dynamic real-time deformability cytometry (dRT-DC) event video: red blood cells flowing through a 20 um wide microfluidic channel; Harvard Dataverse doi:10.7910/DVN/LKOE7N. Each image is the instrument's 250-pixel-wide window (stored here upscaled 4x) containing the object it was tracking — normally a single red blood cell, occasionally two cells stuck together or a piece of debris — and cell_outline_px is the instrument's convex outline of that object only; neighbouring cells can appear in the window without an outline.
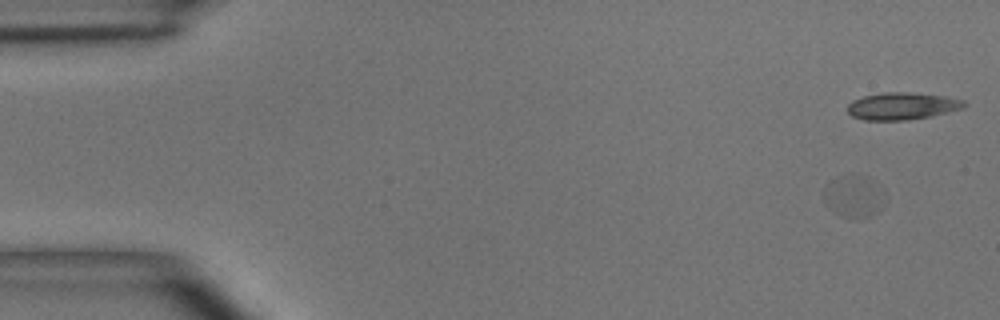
{"species": "common noctule bat (a hibernating species)", "species_latin": "Nyctalus noctula", "temperature_condition": "room temperature", "stored_images_in_passage": 11, "camera_frame_rate_fps": 3000, "um_per_image_px": 0.085, "animal": {"sex": "male", "body_mass_g": 15.6}, "frame": {"image": 1, "passage_image": 2, "time_ms": 1.333, "image_size_px": [1000, 320], "cell_outline_px": [[884, 200], [876, 212], [852, 220], [828, 208], [824, 200], [824, 192], [840, 176], [856, 172], [872, 180]], "centroid_in_image_um": [72.53, 16.69], "position_along_channel_um": 12.5, "area_um2": 14.16}}
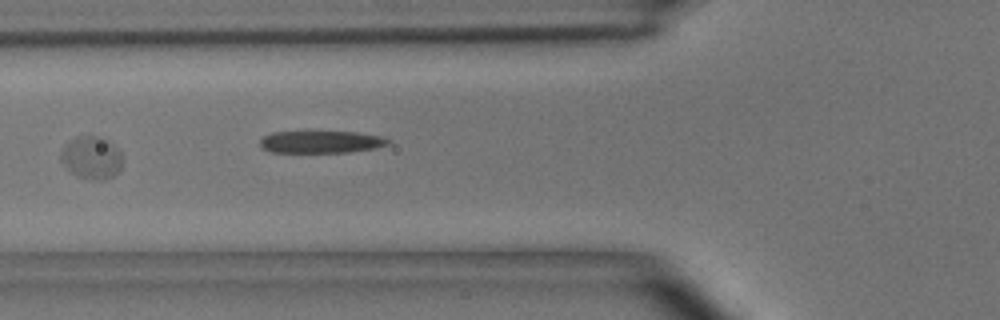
{"frame": {"image": 2, "passage_image": 6, "time_ms": 7.0, "image_size_px": [1000, 320], "cell_outline_px": [[124, 156], [120, 168], [112, 176], [100, 180], [92, 180], [76, 176], [60, 160], [60, 152], [64, 144], [76, 136], [100, 136], [108, 140]], "centroid_in_image_um": [7.76, 13.38], "position_along_channel_um": 118.0, "area_um2": 15.37}}
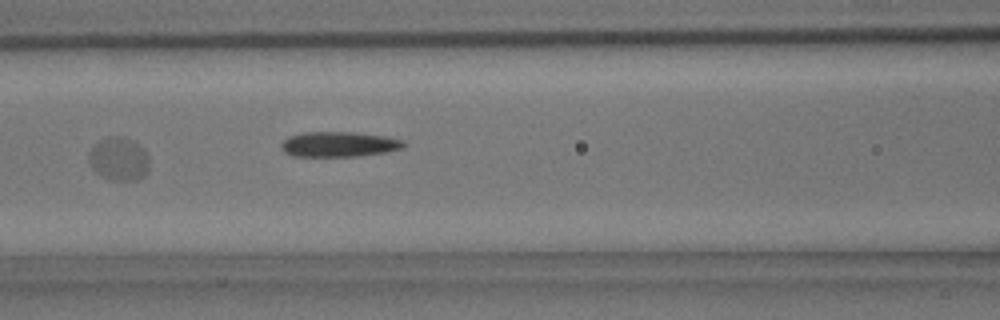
{"frame": {"image": 3, "passage_image": 7, "time_ms": 8.0, "image_size_px": [1000, 320], "cell_outline_px": [[148, 172], [144, 176], [136, 180], [112, 180], [96, 172], [92, 168], [88, 160], [88, 152], [96, 144], [112, 136], [120, 136], [144, 148], [148, 156]], "centroid_in_image_um": [10.11, 13.54], "position_along_channel_um": 156.5, "area_um2": 14.91}}